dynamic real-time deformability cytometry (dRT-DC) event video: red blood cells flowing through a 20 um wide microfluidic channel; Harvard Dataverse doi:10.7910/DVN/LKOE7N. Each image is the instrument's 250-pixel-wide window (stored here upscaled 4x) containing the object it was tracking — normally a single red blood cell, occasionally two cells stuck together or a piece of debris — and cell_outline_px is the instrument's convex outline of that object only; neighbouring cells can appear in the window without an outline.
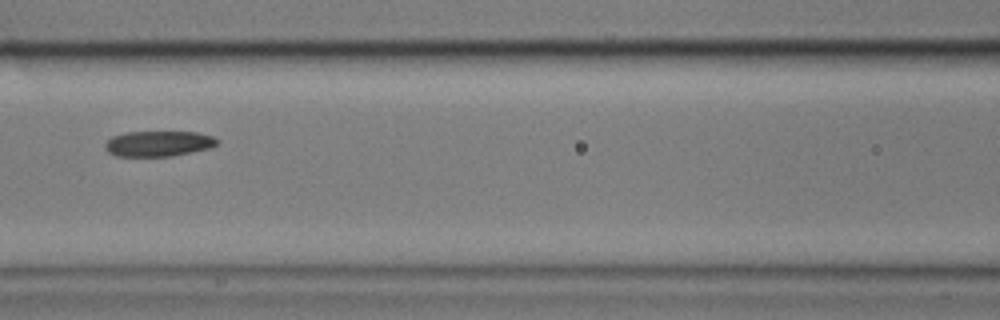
{"species": "common noctule bat (a hibernating species)", "species_latin": "Nyctalus noctula", "temperature_condition": "cold", "stored_images_in_passage": 12, "camera_frame_rate_fps": 3000, "um_per_image_px": 0.085, "animal": {"sex": "male", "body_mass_g": 17.9}, "frame": {"image": 1, "passage_image": 4, "time_ms": 1.0, "image_size_px": [1000, 320], "cell_outline_px": [[220, 140], [216, 144], [208, 148], [192, 152], [172, 156], [116, 156], [108, 152], [104, 148], [104, 144], [112, 136], [124, 132], [196, 132], [212, 136]], "centroid_in_image_um": [13.43, 12.2], "position_along_channel_um": 153.2, "area_um2": 16.65}}
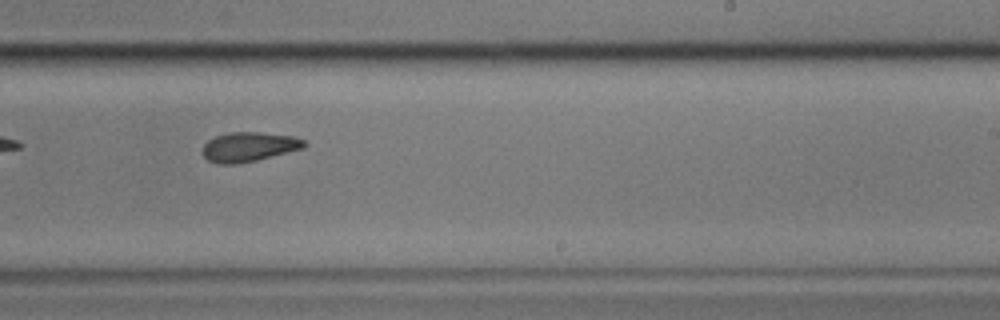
{"frame": {"image": 2, "passage_image": 7, "time_ms": 2.0, "image_size_px": [1000, 320], "cell_outline_px": [[304, 148], [256, 160], [236, 164], [216, 164], [208, 160], [204, 156], [204, 144], [208, 140], [216, 136], [228, 132], [260, 132], [292, 136], [304, 140]], "centroid_in_image_um": [21.13, 12.48], "position_along_channel_um": 267.9, "area_um2": 17.28}}
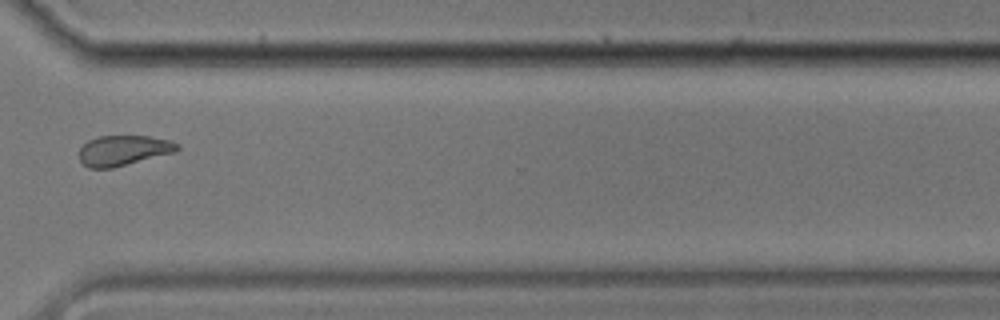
{"frame": {"image": 3, "passage_image": 9, "time_ms": 2.667, "image_size_px": [1000, 320], "cell_outline_px": [[180, 148], [176, 152], [112, 168], [88, 168], [80, 160], [80, 148], [88, 140], [100, 136], [148, 136], [168, 140], [180, 144]], "centroid_in_image_um": [10.51, 12.79], "position_along_channel_um": 360.1, "area_um2": 17.22}}